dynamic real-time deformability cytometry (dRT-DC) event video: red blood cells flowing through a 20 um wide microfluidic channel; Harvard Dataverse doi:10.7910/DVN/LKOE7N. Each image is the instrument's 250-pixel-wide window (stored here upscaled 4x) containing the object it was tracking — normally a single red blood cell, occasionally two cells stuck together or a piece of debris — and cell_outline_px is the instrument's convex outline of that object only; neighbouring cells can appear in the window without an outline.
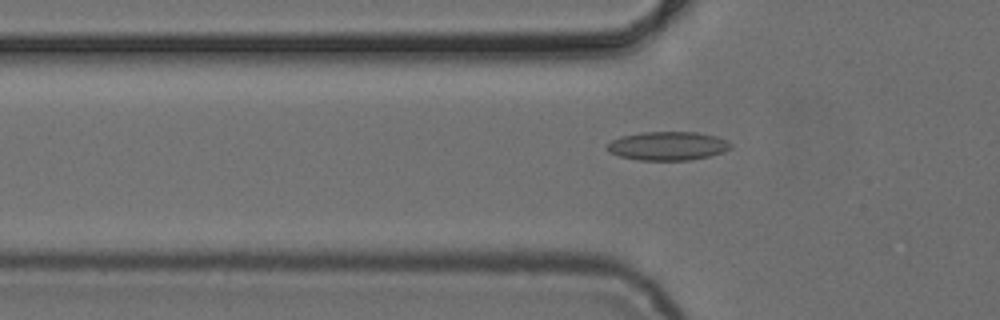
{"species": "common noctule bat (a hibernating species)", "species_latin": "Nyctalus noctula", "temperature_condition": "cold", "stored_images_in_passage": 5, "segment_of_instrument_passage": [2, 2], "camera_frame_rate_fps": 3000, "um_per_image_px": 0.085, "animal": {"sex": "female", "body_mass_g": 24.6, "forearm_length_mm": 56.2}, "frame": {"image": 1, "passage_image": 5, "time_ms": 4.667, "image_size_px": [1000, 320], "cell_outline_px": [[732, 148], [724, 152], [708, 156], [688, 160], [636, 160], [620, 156], [608, 152], [604, 148], [612, 140], [620, 136], [640, 132], [696, 132], [716, 136], [728, 140], [732, 144]], "centroid_in_image_um": [56.75, 12.4], "position_along_channel_um": 69.1, "area_um2": 20.87}}